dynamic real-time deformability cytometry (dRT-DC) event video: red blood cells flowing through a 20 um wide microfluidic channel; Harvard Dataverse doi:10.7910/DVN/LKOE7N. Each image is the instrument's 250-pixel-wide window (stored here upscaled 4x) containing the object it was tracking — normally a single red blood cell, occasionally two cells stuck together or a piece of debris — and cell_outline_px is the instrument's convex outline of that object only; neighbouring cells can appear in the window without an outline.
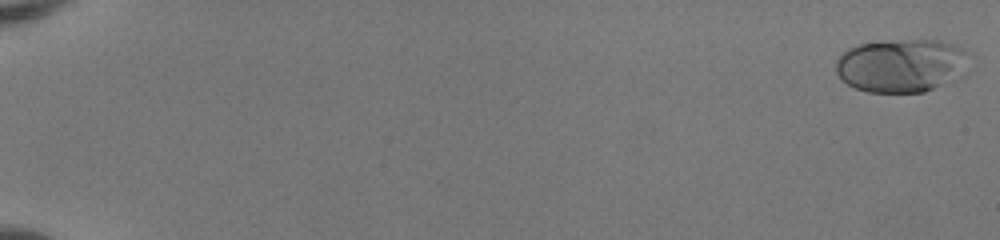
{"species": "human", "species_latin": "Homo sapiens", "temperature_condition": "room temperature", "stored_images_in_passage": 12, "camera_frame_rate_fps": 3000, "um_per_image_px": 0.085, "donor": {"sex": "female"}, "frame": {"image": 1, "passage_image": 1, "time_ms": 0.0, "image_size_px": [1000, 240], "cell_outline_px": [[968, 72], [964, 76], [956, 80], [924, 92], [868, 92], [856, 88], [840, 80], [836, 72], [836, 60], [848, 48], [860, 44], [880, 40], [940, 40], [960, 44], [964, 48]], "centroid_in_image_um": [76.66, 5.56], "position_along_channel_um": 8.3, "area_um2": 42.25}}